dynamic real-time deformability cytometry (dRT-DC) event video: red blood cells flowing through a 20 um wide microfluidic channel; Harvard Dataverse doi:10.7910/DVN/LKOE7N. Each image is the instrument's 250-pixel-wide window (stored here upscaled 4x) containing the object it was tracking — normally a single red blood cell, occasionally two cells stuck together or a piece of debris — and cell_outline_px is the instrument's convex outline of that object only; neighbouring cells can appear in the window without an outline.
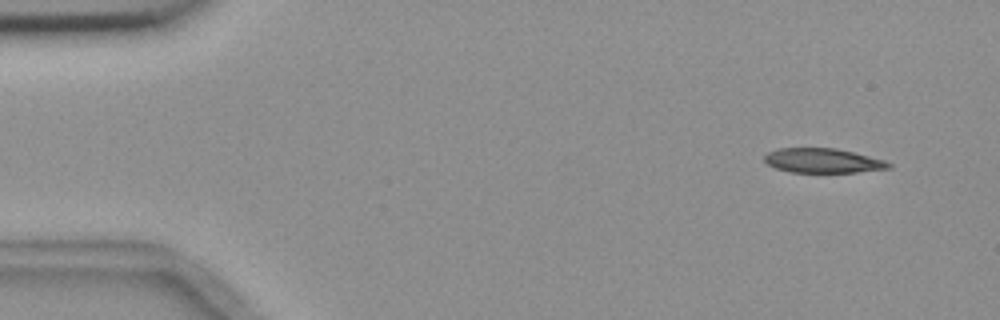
{"species": "common noctule bat (a hibernating species)", "species_latin": "Nyctalus noctula", "temperature_condition": "room temperature", "stored_images_in_passage": 9, "camera_frame_rate_fps": 3000, "um_per_image_px": 0.085, "animal": {"sex": "female", "body_mass_g": 18.4}, "frame": {"image": 1, "passage_image": 1, "time_ms": 0.0, "image_size_px": [1000, 320], "cell_outline_px": [[892, 168], [856, 172], [792, 172], [776, 168], [768, 164], [764, 160], [764, 156], [768, 152], [780, 148], [836, 148], [884, 160], [892, 164]], "centroid_in_image_um": [69.94, 13.65], "position_along_channel_um": 15.1, "area_um2": 17.57}}
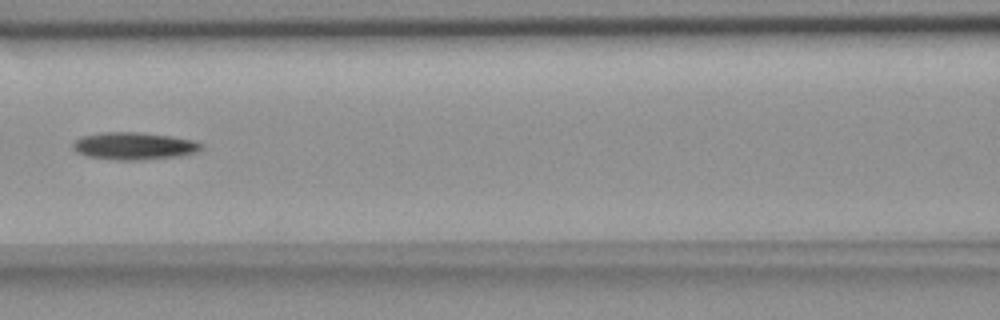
{"frame": {"image": 2, "passage_image": 6, "time_ms": 6.667, "image_size_px": [1000, 320], "cell_outline_px": [[204, 148], [196, 152], [184, 156], [140, 160], [116, 160], [88, 156], [76, 152], [72, 148], [72, 144], [80, 136], [104, 132], [136, 132], [172, 136], [192, 140], [204, 144]], "centroid_in_image_um": [11.42, 12.41], "position_along_channel_um": 155.2, "area_um2": 20.69}}
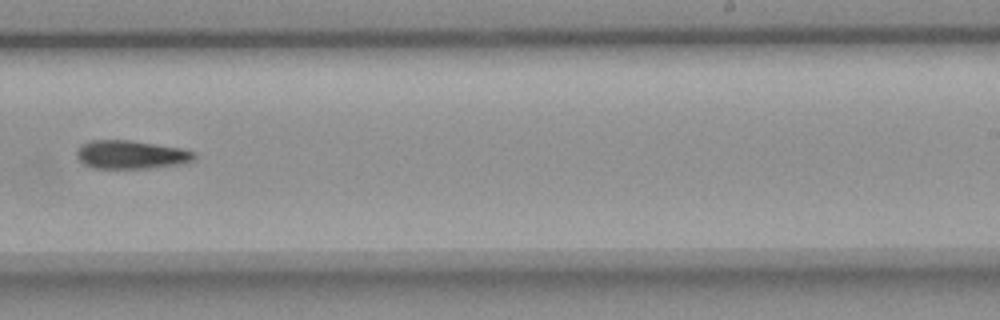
{"frame": {"image": 3, "passage_image": 9, "time_ms": 10.0, "image_size_px": [1000, 320], "cell_outline_px": [[196, 160], [184, 164], [148, 168], [92, 168], [84, 164], [76, 156], [76, 152], [80, 144], [92, 140], [128, 140], [184, 148], [196, 152]], "centroid_in_image_um": [11.18, 13.14], "position_along_channel_um": 277.8, "area_um2": 19.77}}